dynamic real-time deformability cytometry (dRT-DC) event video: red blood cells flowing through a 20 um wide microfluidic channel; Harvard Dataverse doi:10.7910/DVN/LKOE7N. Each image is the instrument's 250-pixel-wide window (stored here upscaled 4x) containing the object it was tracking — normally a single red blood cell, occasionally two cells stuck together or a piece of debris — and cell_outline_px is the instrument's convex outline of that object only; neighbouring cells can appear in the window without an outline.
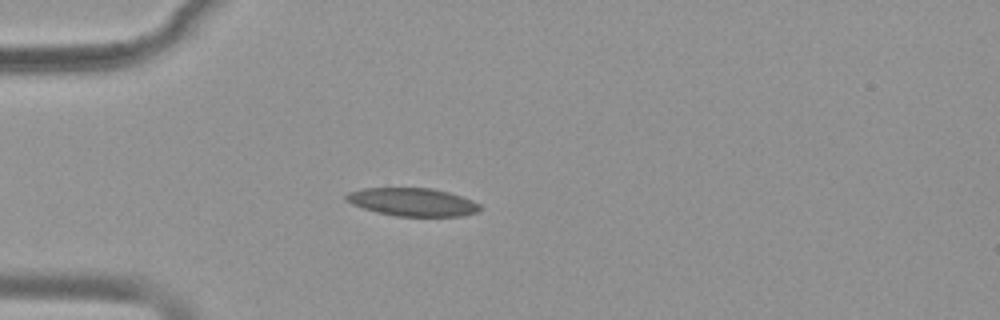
{"species": "common noctule bat (a hibernating species)", "species_latin": "Nyctalus noctula", "temperature_condition": "warm", "stored_images_in_passage": 42, "camera_frame_rate_fps": 3000, "um_per_image_px": 0.085, "animal": {"sex": "female", "body_mass_g": 19.9}, "frame": {"image": 1, "passage_image": 7, "time_ms": 2.0, "image_size_px": [1000, 320], "cell_outline_px": [[484, 208], [476, 212], [460, 216], [396, 216], [376, 212], [352, 204], [344, 200], [344, 196], [348, 192], [364, 188], [432, 188], [448, 192], [472, 200], [480, 204]], "centroid_in_image_um": [35.06, 17.17], "position_along_channel_um": 49.9, "area_um2": 21.91}}
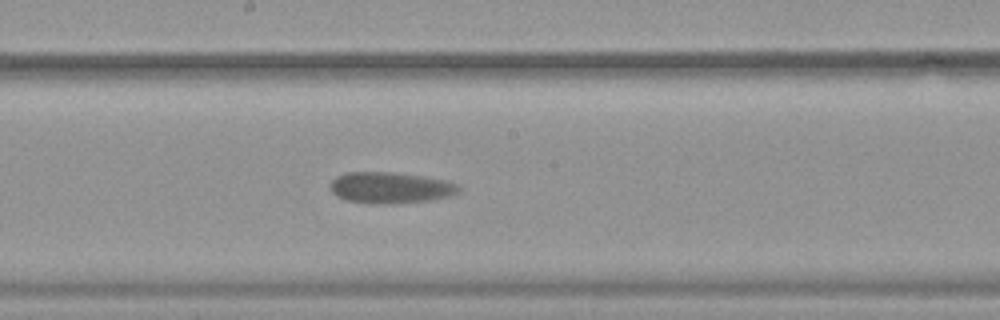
{"frame": {"image": 2, "passage_image": 22, "time_ms": 7.0, "image_size_px": [1000, 320], "cell_outline_px": [[460, 192], [452, 196], [428, 200], [396, 204], [368, 204], [348, 200], [336, 196], [332, 192], [328, 184], [336, 176], [344, 172], [388, 172], [420, 176], [444, 180], [456, 184], [460, 188]], "centroid_in_image_um": [33.14, 15.97], "position_along_channel_um": 215.1, "area_um2": 23.52}}
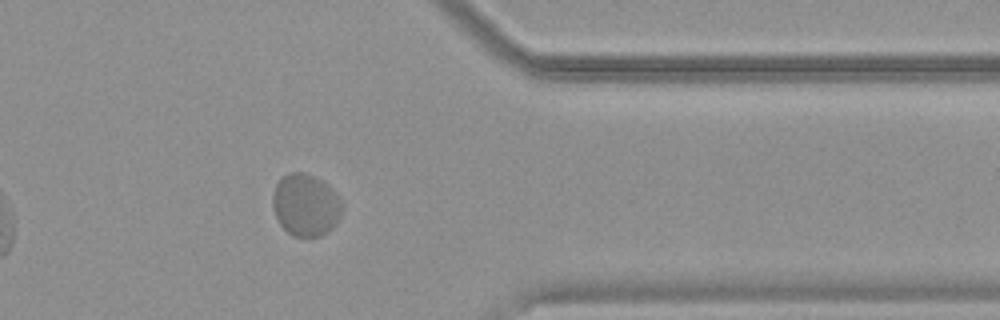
{"frame": {"image": 3, "passage_image": 37, "time_ms": 12.0, "image_size_px": [1000, 320], "cell_outline_px": [[340, 216], [336, 224], [328, 232], [320, 236], [292, 236], [280, 224], [272, 208], [272, 192], [280, 176], [288, 172], [304, 172], [320, 180], [336, 196], [340, 204]], "centroid_in_image_um": [25.9, 17.43], "position_along_channel_um": 385.5, "area_um2": 24.8}}